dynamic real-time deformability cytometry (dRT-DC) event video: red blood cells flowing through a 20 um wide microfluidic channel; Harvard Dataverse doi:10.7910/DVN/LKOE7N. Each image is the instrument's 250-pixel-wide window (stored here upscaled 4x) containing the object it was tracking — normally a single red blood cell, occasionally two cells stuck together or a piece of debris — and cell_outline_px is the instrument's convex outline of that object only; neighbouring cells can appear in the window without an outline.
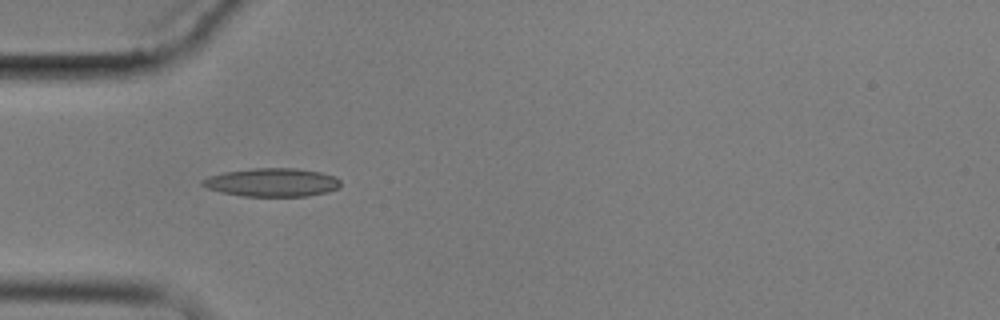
{"species": "common noctule bat (a hibernating species)", "species_latin": "Nyctalus noctula", "temperature_condition": "cold", "stored_images_in_passage": 2, "camera_frame_rate_fps": 3000, "um_per_image_px": 0.085, "animal": {"sex": "male", "body_mass_g": 17.9}, "frame": {"image": 1, "passage_image": 1, "time_ms": 0.0, "image_size_px": [1000, 320], "cell_outline_px": [[340, 188], [328, 192], [308, 196], [244, 196], [220, 192], [208, 188], [200, 184], [200, 180], [208, 176], [224, 172], [252, 168], [296, 168], [320, 172], [336, 176], [340, 180]], "centroid_in_image_um": [23.13, 15.5], "position_along_channel_um": 61.9, "area_um2": 23.06}}
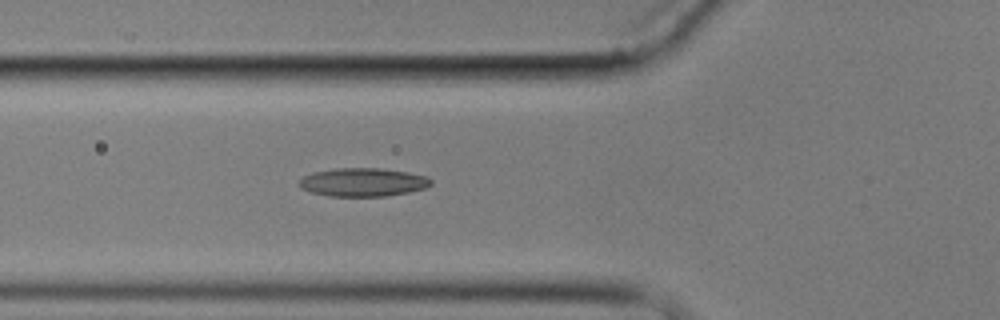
{"frame": {"image": 2, "passage_image": 2, "time_ms": 1.0, "image_size_px": [1000, 320], "cell_outline_px": [[432, 184], [424, 188], [408, 192], [384, 196], [328, 196], [312, 192], [300, 188], [300, 180], [304, 176], [312, 172], [336, 168], [380, 168], [408, 172], [428, 176], [432, 180]], "centroid_in_image_um": [30.86, 15.48], "position_along_channel_um": 94.9, "area_um2": 21.79}}